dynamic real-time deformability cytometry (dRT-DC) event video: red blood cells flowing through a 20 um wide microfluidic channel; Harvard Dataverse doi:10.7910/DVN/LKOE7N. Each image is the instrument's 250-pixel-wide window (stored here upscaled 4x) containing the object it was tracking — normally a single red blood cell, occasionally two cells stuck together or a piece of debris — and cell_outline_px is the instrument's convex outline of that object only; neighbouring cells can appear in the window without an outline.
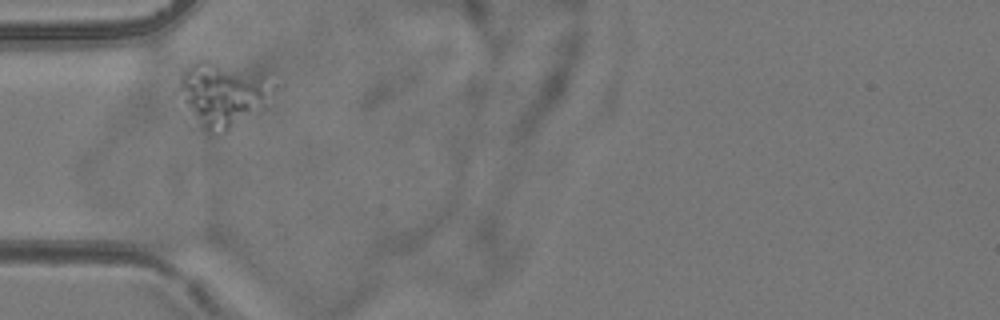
{"species": "common noctule bat (a hibernating species)", "species_latin": "Nyctalus noctula", "temperature_condition": "room temperature", "stored_images_in_passage": 11, "camera_frame_rate_fps": 3000, "um_per_image_px": 0.085, "animal": {"sex": "female", "body_mass_g": 24.6, "forearm_length_mm": 56.2}, "frame": {"image": 1, "passage_image": 1, "time_ms": 0.0, "image_size_px": [1000, 320], "cell_outline_px": [[284, 88], [264, 108], [228, 132], [208, 136], [200, 128], [172, 92], [184, 72], [192, 64], [200, 60], [208, 60], [276, 72], [284, 84]], "centroid_in_image_um": [19.13, 7.99], "position_along_channel_um": 65.9, "area_um2": 39.59}}
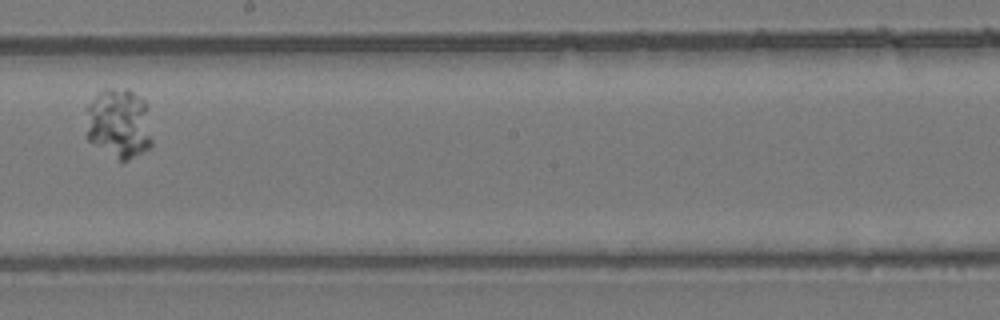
{"frame": {"image": 2, "passage_image": 5, "time_ms": 4.667, "image_size_px": [1000, 320], "cell_outline_px": [[152, 148], [120, 164], [88, 140], [88, 104], [104, 88], [128, 88], [140, 96], [144, 100], [152, 140]], "centroid_in_image_um": [10.13, 10.54], "position_along_channel_um": 238.1, "area_um2": 27.11}}
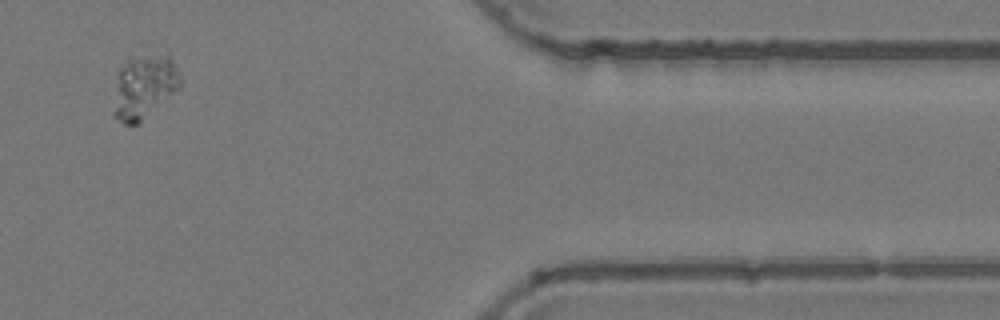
{"frame": {"image": 3, "passage_image": 10, "time_ms": 10.0, "image_size_px": [1000, 320], "cell_outline_px": [[180, 84], [140, 124], [124, 124], [112, 116], [112, 112], [116, 76], [120, 68], [128, 60], [168, 52], [176, 68], [180, 80]], "centroid_in_image_um": [12.18, 7.4], "position_along_channel_um": 399.2, "area_um2": 24.51}}